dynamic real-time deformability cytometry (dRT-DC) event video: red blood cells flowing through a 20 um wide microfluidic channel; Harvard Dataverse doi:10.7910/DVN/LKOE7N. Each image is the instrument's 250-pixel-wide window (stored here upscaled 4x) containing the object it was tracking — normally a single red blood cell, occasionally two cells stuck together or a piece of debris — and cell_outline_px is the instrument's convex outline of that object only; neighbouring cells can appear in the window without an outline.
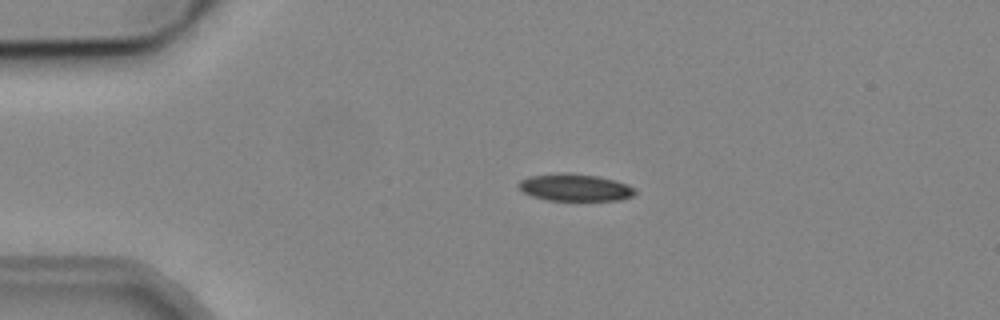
{"species": "common noctule bat (a hibernating species)", "species_latin": "Nyctalus noctula", "temperature_condition": "cold", "stored_images_in_passage": 38, "camera_frame_rate_fps": 3000, "um_per_image_px": 0.085, "animal": {"sex": "male", "body_mass_g": 19.2, "forearm_length_mm": 51.8}, "frame": {"image": 1, "passage_image": 4, "time_ms": 1.0, "image_size_px": [1000, 320], "cell_outline_px": [[636, 192], [632, 196], [620, 200], [548, 200], [532, 196], [516, 188], [516, 184], [520, 180], [528, 176], [560, 172], [568, 172], [600, 176], [616, 180], [628, 184], [636, 188]], "centroid_in_image_um": [48.86, 15.91], "position_along_channel_um": 36.1, "area_um2": 18.84}}
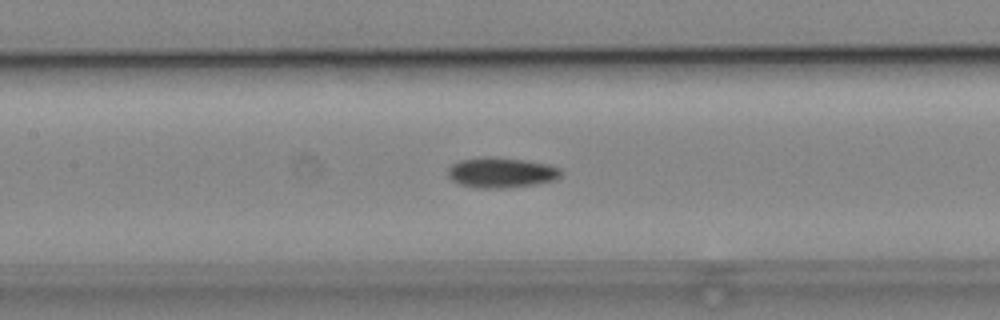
{"frame": {"image": 2, "passage_image": 17, "time_ms": 5.333, "image_size_px": [1000, 320], "cell_outline_px": [[564, 172], [560, 176], [552, 180], [528, 184], [496, 188], [480, 188], [460, 184], [452, 180], [448, 176], [448, 168], [452, 164], [460, 160], [480, 156], [492, 156], [528, 160], [548, 164], [560, 168]], "centroid_in_image_um": [42.57, 14.63], "position_along_channel_um": 164.8, "area_um2": 19.83}}
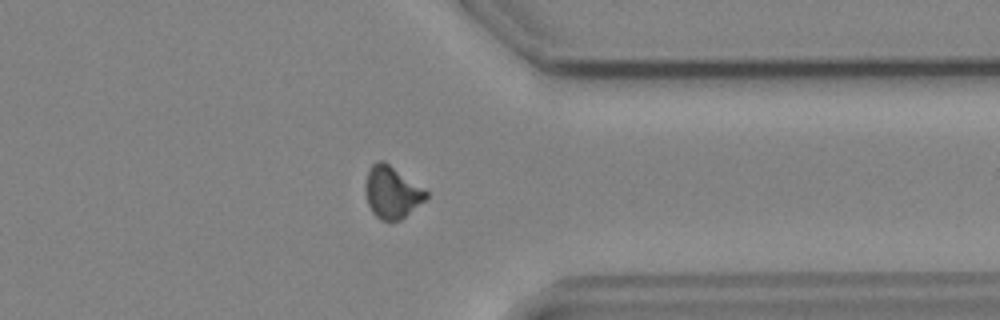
{"frame": {"image": 3, "passage_image": 34, "time_ms": 11.0, "image_size_px": [1000, 320], "cell_outline_px": [[428, 196], [424, 200], [400, 220], [380, 220], [372, 212], [368, 204], [364, 192], [364, 184], [368, 172], [372, 164], [376, 160], [384, 160], [428, 192]], "centroid_in_image_um": [33.26, 16.33], "position_along_channel_um": 378.1, "area_um2": 18.26}}